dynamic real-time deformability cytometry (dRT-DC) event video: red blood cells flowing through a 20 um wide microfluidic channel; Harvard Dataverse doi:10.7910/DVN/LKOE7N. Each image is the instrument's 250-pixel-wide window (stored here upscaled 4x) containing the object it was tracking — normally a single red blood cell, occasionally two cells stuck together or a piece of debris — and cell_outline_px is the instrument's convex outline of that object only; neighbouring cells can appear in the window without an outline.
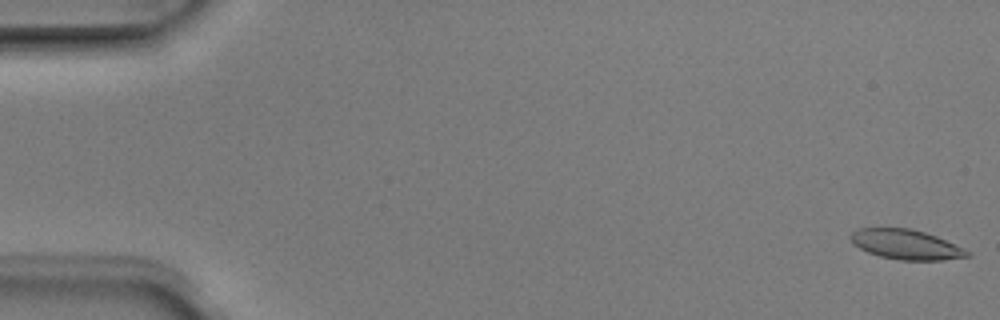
{"species": "Egyptian fruit bat (a non-hibernating species)", "species_latin": "Rousettus aegyptiacus", "temperature_condition": "room temperature", "stored_images_in_passage": 5, "camera_frame_rate_fps": 3000, "um_per_image_px": 0.085, "animal": {"sex": "male"}, "frame": {"image": 1, "passage_image": 1, "time_ms": 0.0, "image_size_px": [1000, 320], "cell_outline_px": [[972, 256], [944, 260], [900, 260], [880, 256], [868, 252], [852, 244], [852, 232], [860, 228], [912, 228], [936, 236], [964, 248], [972, 252]], "centroid_in_image_um": [77.06, 20.79], "position_along_channel_um": 7.9, "area_um2": 20.23}}
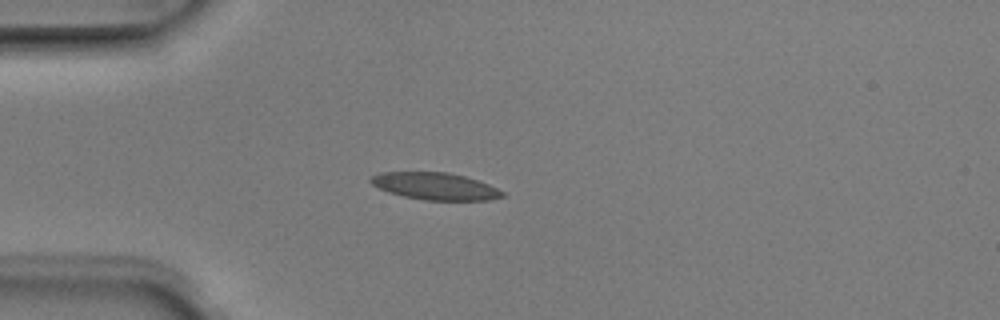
{"frame": {"image": 2, "passage_image": 4, "time_ms": 1.0, "image_size_px": [1000, 320], "cell_outline_px": [[504, 196], [488, 200], [424, 200], [404, 196], [388, 192], [372, 184], [368, 180], [372, 176], [380, 172], [448, 172], [464, 176], [488, 184], [504, 192]], "centroid_in_image_um": [36.97, 15.82], "position_along_channel_um": 48.0, "area_um2": 20.63}}